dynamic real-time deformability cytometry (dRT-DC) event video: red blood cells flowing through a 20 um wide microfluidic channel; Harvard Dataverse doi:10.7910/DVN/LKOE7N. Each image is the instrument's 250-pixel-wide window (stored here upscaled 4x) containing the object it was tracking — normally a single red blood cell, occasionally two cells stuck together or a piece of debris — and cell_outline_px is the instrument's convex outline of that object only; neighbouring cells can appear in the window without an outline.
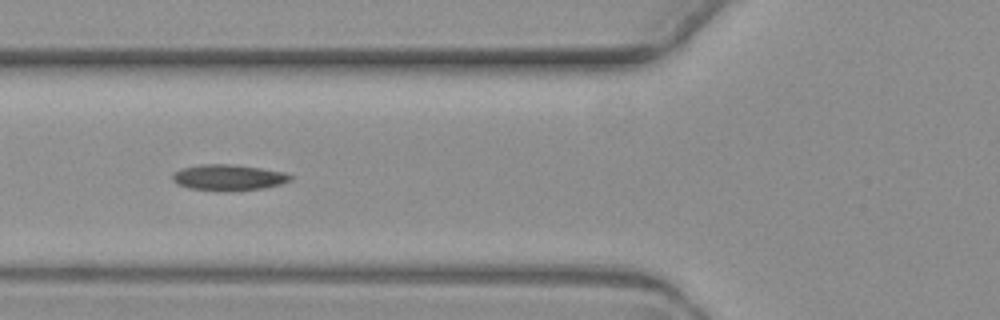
{"species": "common noctule bat (a hibernating species)", "species_latin": "Nyctalus noctula", "temperature_condition": "warm", "stored_images_in_passage": 6, "camera_frame_rate_fps": 3000, "um_per_image_px": 0.085, "animal": {"sex": "female", "body_mass_g": 19.3, "forearm_length_mm": 54.1}, "frame": {"image": 1, "passage_image": 3, "time_ms": 2.333, "image_size_px": [1000, 320], "cell_outline_px": [[292, 180], [280, 184], [264, 188], [228, 192], [224, 192], [188, 188], [176, 184], [172, 180], [172, 172], [180, 168], [200, 164], [228, 164], [260, 168], [284, 172], [292, 176]], "centroid_in_image_um": [19.36, 15.1], "position_along_channel_um": 106.4, "area_um2": 18.15}}
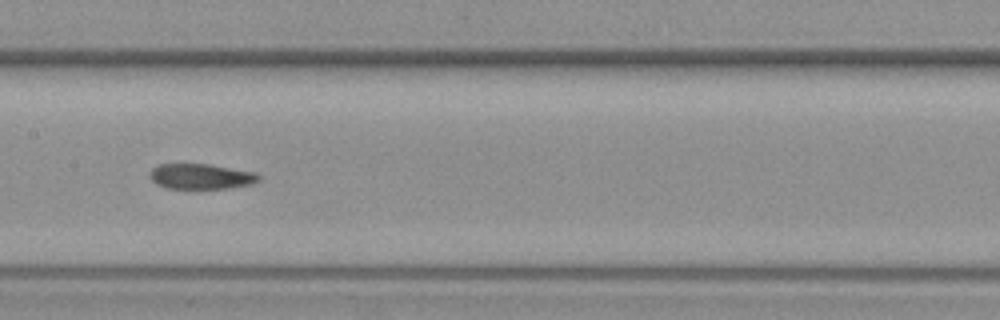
{"frame": {"image": 2, "passage_image": 5, "time_ms": 4.667, "image_size_px": [1000, 320], "cell_outline_px": [[260, 180], [252, 184], [228, 188], [164, 188], [156, 184], [148, 176], [148, 172], [156, 164], [208, 164], [256, 172], [260, 176]], "centroid_in_image_um": [17.05, 14.99], "position_along_channel_um": 190.4, "area_um2": 16.24}}
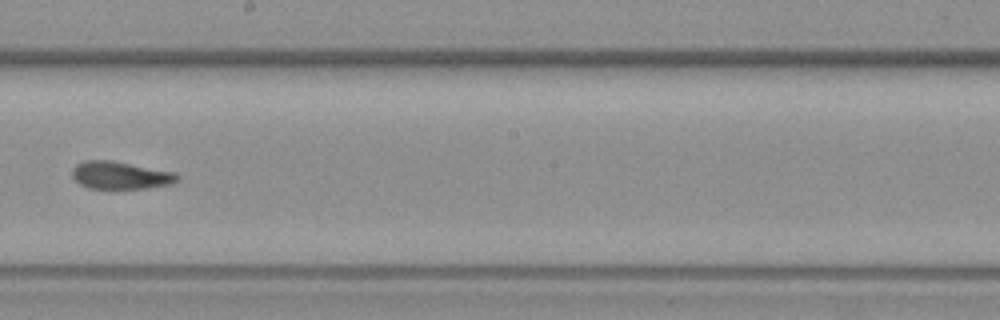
{"frame": {"image": 3, "passage_image": 6, "time_ms": 6.0, "image_size_px": [1000, 320], "cell_outline_px": [[180, 180], [172, 184], [144, 188], [88, 188], [80, 184], [72, 176], [72, 168], [76, 164], [84, 160], [112, 160], [176, 172], [180, 176]], "centroid_in_image_um": [10.26, 14.89], "position_along_channel_um": 237.9, "area_um2": 17.05}}